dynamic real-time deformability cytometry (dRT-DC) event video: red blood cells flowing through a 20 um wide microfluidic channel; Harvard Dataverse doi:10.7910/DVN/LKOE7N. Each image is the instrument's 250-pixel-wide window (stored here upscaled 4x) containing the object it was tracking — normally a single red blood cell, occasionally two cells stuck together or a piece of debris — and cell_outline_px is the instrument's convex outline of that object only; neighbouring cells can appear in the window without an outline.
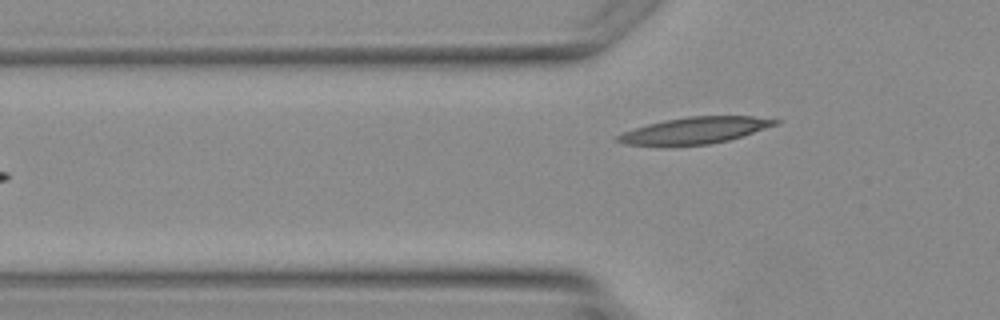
{"species": "Egyptian fruit bat (a non-hibernating species)", "species_latin": "Rousettus aegyptiacus", "temperature_condition": "warm", "stored_images_in_passage": 4, "camera_frame_rate_fps": 3000, "um_per_image_px": 0.085, "animal": {"sex": "female"}, "frame": {"image": 1, "passage_image": 4, "time_ms": 3.667, "image_size_px": [1000, 320], "cell_outline_px": [[780, 124], [728, 140], [708, 144], [624, 144], [612, 140], [616, 136], [624, 132], [648, 124], [688, 116], [752, 116], [780, 120]], "centroid_in_image_um": [59.12, 11.06], "position_along_channel_um": 66.7, "area_um2": 23.7}}